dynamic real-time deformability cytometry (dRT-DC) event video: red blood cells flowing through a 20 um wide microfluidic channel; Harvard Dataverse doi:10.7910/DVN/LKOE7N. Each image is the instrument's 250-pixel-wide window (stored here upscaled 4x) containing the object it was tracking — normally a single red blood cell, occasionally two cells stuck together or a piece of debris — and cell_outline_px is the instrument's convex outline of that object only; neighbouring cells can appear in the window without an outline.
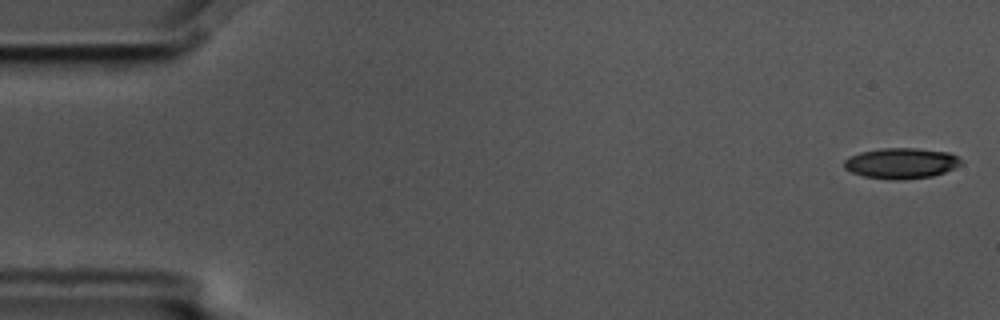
{"species": "common noctule bat (a hibernating species)", "species_latin": "Nyctalus noctula", "temperature_condition": "cold", "stored_images_in_passage": 15, "camera_frame_rate_fps": 3000, "um_per_image_px": 0.085, "animal": {"sex": "male", "body_mass_g": 17.5, "forearm_length_mm": 52.3}, "frame": {"image": 1, "passage_image": 1, "time_ms": 0.0, "image_size_px": [1000, 320], "cell_outline_px": [[964, 164], [944, 172], [932, 176], [904, 180], [892, 180], [864, 176], [852, 172], [844, 168], [844, 160], [860, 152], [880, 148], [916, 148], [948, 152], [956, 156]], "centroid_in_image_um": [76.61, 13.88], "position_along_channel_um": 8.4, "area_um2": 20.87}}
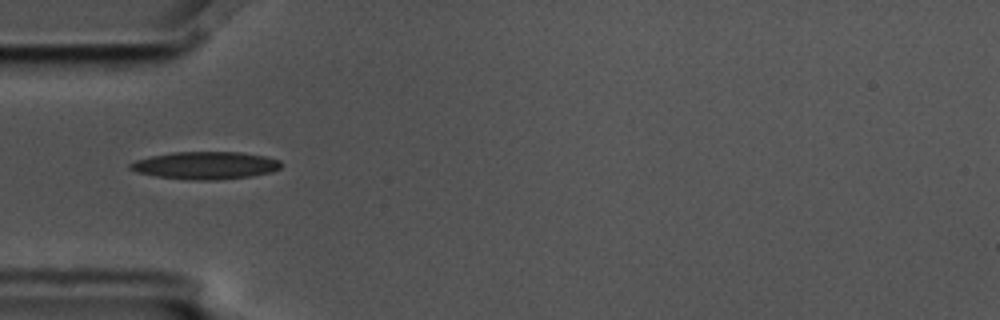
{"frame": {"image": 2, "passage_image": 5, "time_ms": 1.333, "image_size_px": [1000, 320], "cell_outline_px": [[284, 164], [280, 168], [272, 172], [252, 176], [216, 180], [188, 180], [156, 176], [136, 172], [128, 168], [128, 164], [136, 160], [152, 156], [172, 152], [240, 152], [264, 156], [280, 160]], "centroid_in_image_um": [17.48, 14.06], "position_along_channel_um": 67.5, "area_um2": 24.39}}
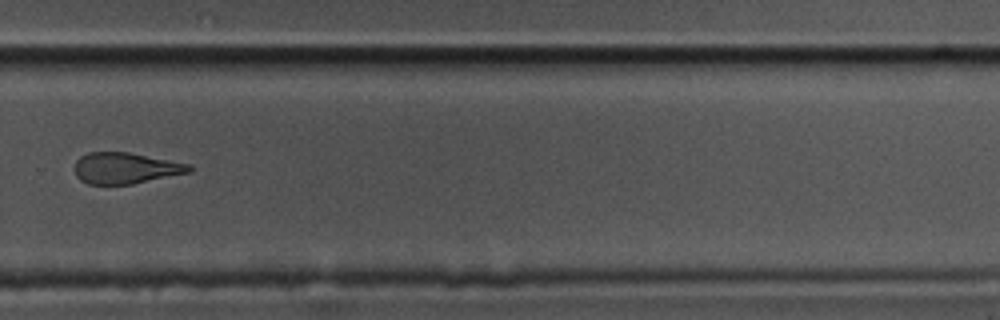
{"frame": {"image": 3, "passage_image": 11, "time_ms": 3.333, "image_size_px": [1000, 320], "cell_outline_px": [[192, 172], [132, 184], [88, 184], [80, 180], [76, 176], [72, 168], [76, 160], [80, 156], [88, 152], [128, 152], [192, 164]], "centroid_in_image_um": [10.65, 14.29], "position_along_channel_um": 319.1, "area_um2": 21.1}}